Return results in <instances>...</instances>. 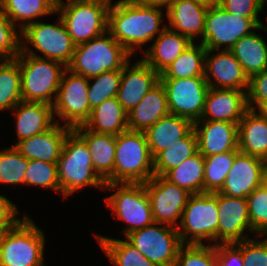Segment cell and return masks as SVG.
<instances>
[{"mask_svg": "<svg viewBox=\"0 0 267 266\" xmlns=\"http://www.w3.org/2000/svg\"><path fill=\"white\" fill-rule=\"evenodd\" d=\"M161 8L164 7L119 0L109 7L107 31L132 55L137 47L151 41L167 26L160 28Z\"/></svg>", "mask_w": 267, "mask_h": 266, "instance_id": "6da1fadb", "label": "cell"}, {"mask_svg": "<svg viewBox=\"0 0 267 266\" xmlns=\"http://www.w3.org/2000/svg\"><path fill=\"white\" fill-rule=\"evenodd\" d=\"M17 63L21 73L22 100L53 105L61 77L67 67L61 62L36 54L26 44H21Z\"/></svg>", "mask_w": 267, "mask_h": 266, "instance_id": "7a4b0ae2", "label": "cell"}, {"mask_svg": "<svg viewBox=\"0 0 267 266\" xmlns=\"http://www.w3.org/2000/svg\"><path fill=\"white\" fill-rule=\"evenodd\" d=\"M57 170L60 193L64 198L84 186L103 189L106 184L93 168L87 144L73 129L66 136Z\"/></svg>", "mask_w": 267, "mask_h": 266, "instance_id": "3957f363", "label": "cell"}, {"mask_svg": "<svg viewBox=\"0 0 267 266\" xmlns=\"http://www.w3.org/2000/svg\"><path fill=\"white\" fill-rule=\"evenodd\" d=\"M130 56L107 31L88 42L76 45L67 68L86 78H92L103 72L122 70Z\"/></svg>", "mask_w": 267, "mask_h": 266, "instance_id": "277c9868", "label": "cell"}, {"mask_svg": "<svg viewBox=\"0 0 267 266\" xmlns=\"http://www.w3.org/2000/svg\"><path fill=\"white\" fill-rule=\"evenodd\" d=\"M154 176V159L144 132L127 130L116 135L114 183L148 182Z\"/></svg>", "mask_w": 267, "mask_h": 266, "instance_id": "5b68a950", "label": "cell"}, {"mask_svg": "<svg viewBox=\"0 0 267 266\" xmlns=\"http://www.w3.org/2000/svg\"><path fill=\"white\" fill-rule=\"evenodd\" d=\"M218 223L217 192L191 194L179 222L181 228L177 226V231L182 244L202 245L203 239L218 244Z\"/></svg>", "mask_w": 267, "mask_h": 266, "instance_id": "8992f818", "label": "cell"}, {"mask_svg": "<svg viewBox=\"0 0 267 266\" xmlns=\"http://www.w3.org/2000/svg\"><path fill=\"white\" fill-rule=\"evenodd\" d=\"M109 7L98 1L57 0L56 12L73 43L79 45L107 32Z\"/></svg>", "mask_w": 267, "mask_h": 266, "instance_id": "52a82bcc", "label": "cell"}, {"mask_svg": "<svg viewBox=\"0 0 267 266\" xmlns=\"http://www.w3.org/2000/svg\"><path fill=\"white\" fill-rule=\"evenodd\" d=\"M45 237L28 215L0 247V266H44Z\"/></svg>", "mask_w": 267, "mask_h": 266, "instance_id": "ba28073f", "label": "cell"}, {"mask_svg": "<svg viewBox=\"0 0 267 266\" xmlns=\"http://www.w3.org/2000/svg\"><path fill=\"white\" fill-rule=\"evenodd\" d=\"M104 188L117 190L107 197L106 206L117 218L127 222L125 236L154 223L145 185L142 183H106Z\"/></svg>", "mask_w": 267, "mask_h": 266, "instance_id": "9c48e42d", "label": "cell"}, {"mask_svg": "<svg viewBox=\"0 0 267 266\" xmlns=\"http://www.w3.org/2000/svg\"><path fill=\"white\" fill-rule=\"evenodd\" d=\"M262 24L259 18L233 15L219 5L209 6L200 43L213 51L220 50L222 44L226 45L224 50H230L240 38L251 34L252 29L260 30Z\"/></svg>", "mask_w": 267, "mask_h": 266, "instance_id": "30bf717a", "label": "cell"}, {"mask_svg": "<svg viewBox=\"0 0 267 266\" xmlns=\"http://www.w3.org/2000/svg\"><path fill=\"white\" fill-rule=\"evenodd\" d=\"M89 82L83 75L64 69L52 108L53 114H57L64 120V125L72 129L84 125L90 118L92 109L88 99Z\"/></svg>", "mask_w": 267, "mask_h": 266, "instance_id": "8fae6325", "label": "cell"}, {"mask_svg": "<svg viewBox=\"0 0 267 266\" xmlns=\"http://www.w3.org/2000/svg\"><path fill=\"white\" fill-rule=\"evenodd\" d=\"M157 224L154 222L125 237L130 244L157 266H175L178 251L183 245L177 227Z\"/></svg>", "mask_w": 267, "mask_h": 266, "instance_id": "7c38bea8", "label": "cell"}, {"mask_svg": "<svg viewBox=\"0 0 267 266\" xmlns=\"http://www.w3.org/2000/svg\"><path fill=\"white\" fill-rule=\"evenodd\" d=\"M19 33L26 42L21 44H27L28 42L41 52L46 59L61 62L66 67L72 61L76 45L73 43L61 17L54 25L35 21L24 27Z\"/></svg>", "mask_w": 267, "mask_h": 266, "instance_id": "4fadbf2b", "label": "cell"}, {"mask_svg": "<svg viewBox=\"0 0 267 266\" xmlns=\"http://www.w3.org/2000/svg\"><path fill=\"white\" fill-rule=\"evenodd\" d=\"M167 94L169 113L193 123L201 119L210 86L205 77L160 79Z\"/></svg>", "mask_w": 267, "mask_h": 266, "instance_id": "5bb4252c", "label": "cell"}, {"mask_svg": "<svg viewBox=\"0 0 267 266\" xmlns=\"http://www.w3.org/2000/svg\"><path fill=\"white\" fill-rule=\"evenodd\" d=\"M154 222L175 227L178 218L181 221L183 210L190 193L170 183L163 176H153L144 183Z\"/></svg>", "mask_w": 267, "mask_h": 266, "instance_id": "9a60e30c", "label": "cell"}, {"mask_svg": "<svg viewBox=\"0 0 267 266\" xmlns=\"http://www.w3.org/2000/svg\"><path fill=\"white\" fill-rule=\"evenodd\" d=\"M265 181L266 166L263 159L239 152L218 192L230 197L247 198Z\"/></svg>", "mask_w": 267, "mask_h": 266, "instance_id": "2e32d148", "label": "cell"}, {"mask_svg": "<svg viewBox=\"0 0 267 266\" xmlns=\"http://www.w3.org/2000/svg\"><path fill=\"white\" fill-rule=\"evenodd\" d=\"M130 66L128 61L122 68L120 86L116 96L127 114L160 82V74L143 59L136 61L131 68Z\"/></svg>", "mask_w": 267, "mask_h": 266, "instance_id": "e0dca14e", "label": "cell"}, {"mask_svg": "<svg viewBox=\"0 0 267 266\" xmlns=\"http://www.w3.org/2000/svg\"><path fill=\"white\" fill-rule=\"evenodd\" d=\"M218 51L211 55L213 50L206 49L204 76L207 84L213 88L237 89L247 92L249 78L241 64L230 50L220 49ZM214 80L217 85L214 84Z\"/></svg>", "mask_w": 267, "mask_h": 266, "instance_id": "ac0fdd59", "label": "cell"}, {"mask_svg": "<svg viewBox=\"0 0 267 266\" xmlns=\"http://www.w3.org/2000/svg\"><path fill=\"white\" fill-rule=\"evenodd\" d=\"M217 207L219 243H236L249 239L244 235L246 229L253 233L248 215L247 198H235L217 192Z\"/></svg>", "mask_w": 267, "mask_h": 266, "instance_id": "d6986e66", "label": "cell"}, {"mask_svg": "<svg viewBox=\"0 0 267 266\" xmlns=\"http://www.w3.org/2000/svg\"><path fill=\"white\" fill-rule=\"evenodd\" d=\"M204 126L200 125L202 122ZM196 137L198 152L204 157L239 151L238 149V124L225 121L197 120L193 127Z\"/></svg>", "mask_w": 267, "mask_h": 266, "instance_id": "ffe728a7", "label": "cell"}, {"mask_svg": "<svg viewBox=\"0 0 267 266\" xmlns=\"http://www.w3.org/2000/svg\"><path fill=\"white\" fill-rule=\"evenodd\" d=\"M248 109L245 91L210 87L200 120L238 124Z\"/></svg>", "mask_w": 267, "mask_h": 266, "instance_id": "44dd1931", "label": "cell"}, {"mask_svg": "<svg viewBox=\"0 0 267 266\" xmlns=\"http://www.w3.org/2000/svg\"><path fill=\"white\" fill-rule=\"evenodd\" d=\"M71 127L60 125L57 121L43 133L26 138L13 145L28 160H41L57 163Z\"/></svg>", "mask_w": 267, "mask_h": 266, "instance_id": "7402d4cb", "label": "cell"}, {"mask_svg": "<svg viewBox=\"0 0 267 266\" xmlns=\"http://www.w3.org/2000/svg\"><path fill=\"white\" fill-rule=\"evenodd\" d=\"M73 130L87 144L96 173L106 183H114L116 136L93 132L84 125L76 126Z\"/></svg>", "mask_w": 267, "mask_h": 266, "instance_id": "603a6c76", "label": "cell"}, {"mask_svg": "<svg viewBox=\"0 0 267 266\" xmlns=\"http://www.w3.org/2000/svg\"><path fill=\"white\" fill-rule=\"evenodd\" d=\"M208 8L194 0H174L167 6V27L194 42V37L203 36Z\"/></svg>", "mask_w": 267, "mask_h": 266, "instance_id": "cb8c5ba5", "label": "cell"}, {"mask_svg": "<svg viewBox=\"0 0 267 266\" xmlns=\"http://www.w3.org/2000/svg\"><path fill=\"white\" fill-rule=\"evenodd\" d=\"M13 109V114L17 116L15 119L19 142L45 132L56 123L53 121L52 105L44 102L21 100Z\"/></svg>", "mask_w": 267, "mask_h": 266, "instance_id": "d4e9b609", "label": "cell"}, {"mask_svg": "<svg viewBox=\"0 0 267 266\" xmlns=\"http://www.w3.org/2000/svg\"><path fill=\"white\" fill-rule=\"evenodd\" d=\"M169 114L167 94L159 82L141 102L128 113V130L145 132L159 119Z\"/></svg>", "mask_w": 267, "mask_h": 266, "instance_id": "484cf974", "label": "cell"}, {"mask_svg": "<svg viewBox=\"0 0 267 266\" xmlns=\"http://www.w3.org/2000/svg\"><path fill=\"white\" fill-rule=\"evenodd\" d=\"M155 39L152 46L144 52L143 60L159 74L192 43L189 38L167 26Z\"/></svg>", "mask_w": 267, "mask_h": 266, "instance_id": "4316f807", "label": "cell"}, {"mask_svg": "<svg viewBox=\"0 0 267 266\" xmlns=\"http://www.w3.org/2000/svg\"><path fill=\"white\" fill-rule=\"evenodd\" d=\"M193 127L191 120L170 113L159 119L144 132L153 159L161 151L184 138Z\"/></svg>", "mask_w": 267, "mask_h": 266, "instance_id": "83f0119b", "label": "cell"}, {"mask_svg": "<svg viewBox=\"0 0 267 266\" xmlns=\"http://www.w3.org/2000/svg\"><path fill=\"white\" fill-rule=\"evenodd\" d=\"M238 149L263 160L267 156V119L257 110L248 109L238 123Z\"/></svg>", "mask_w": 267, "mask_h": 266, "instance_id": "f1b7e54d", "label": "cell"}, {"mask_svg": "<svg viewBox=\"0 0 267 266\" xmlns=\"http://www.w3.org/2000/svg\"><path fill=\"white\" fill-rule=\"evenodd\" d=\"M84 126L96 133L116 136L128 130V114L117 97L108 98L92 109Z\"/></svg>", "mask_w": 267, "mask_h": 266, "instance_id": "f546056e", "label": "cell"}, {"mask_svg": "<svg viewBox=\"0 0 267 266\" xmlns=\"http://www.w3.org/2000/svg\"><path fill=\"white\" fill-rule=\"evenodd\" d=\"M264 40L253 31L230 49L248 78L267 69V44Z\"/></svg>", "mask_w": 267, "mask_h": 266, "instance_id": "4dcf8cb0", "label": "cell"}, {"mask_svg": "<svg viewBox=\"0 0 267 266\" xmlns=\"http://www.w3.org/2000/svg\"><path fill=\"white\" fill-rule=\"evenodd\" d=\"M56 6L57 0H0L1 9L13 24L20 22V32L37 17L56 13Z\"/></svg>", "mask_w": 267, "mask_h": 266, "instance_id": "1f68e13d", "label": "cell"}, {"mask_svg": "<svg viewBox=\"0 0 267 266\" xmlns=\"http://www.w3.org/2000/svg\"><path fill=\"white\" fill-rule=\"evenodd\" d=\"M206 48L192 42L176 60L160 73V79L205 77Z\"/></svg>", "mask_w": 267, "mask_h": 266, "instance_id": "d6a6232c", "label": "cell"}, {"mask_svg": "<svg viewBox=\"0 0 267 266\" xmlns=\"http://www.w3.org/2000/svg\"><path fill=\"white\" fill-rule=\"evenodd\" d=\"M163 177L190 194L204 193V156L197 152Z\"/></svg>", "mask_w": 267, "mask_h": 266, "instance_id": "836d02e7", "label": "cell"}, {"mask_svg": "<svg viewBox=\"0 0 267 266\" xmlns=\"http://www.w3.org/2000/svg\"><path fill=\"white\" fill-rule=\"evenodd\" d=\"M197 152V137L194 129H192L184 138L176 141L154 158V175L164 176Z\"/></svg>", "mask_w": 267, "mask_h": 266, "instance_id": "e575fe53", "label": "cell"}, {"mask_svg": "<svg viewBox=\"0 0 267 266\" xmlns=\"http://www.w3.org/2000/svg\"><path fill=\"white\" fill-rule=\"evenodd\" d=\"M96 238L114 266H157L127 240L96 235Z\"/></svg>", "mask_w": 267, "mask_h": 266, "instance_id": "d590c367", "label": "cell"}, {"mask_svg": "<svg viewBox=\"0 0 267 266\" xmlns=\"http://www.w3.org/2000/svg\"><path fill=\"white\" fill-rule=\"evenodd\" d=\"M22 100L17 57L0 61V111L13 109Z\"/></svg>", "mask_w": 267, "mask_h": 266, "instance_id": "8d00e7d4", "label": "cell"}, {"mask_svg": "<svg viewBox=\"0 0 267 266\" xmlns=\"http://www.w3.org/2000/svg\"><path fill=\"white\" fill-rule=\"evenodd\" d=\"M240 151H228L204 157V192H218Z\"/></svg>", "mask_w": 267, "mask_h": 266, "instance_id": "74e56055", "label": "cell"}, {"mask_svg": "<svg viewBox=\"0 0 267 266\" xmlns=\"http://www.w3.org/2000/svg\"><path fill=\"white\" fill-rule=\"evenodd\" d=\"M29 160L14 146L0 151V183L25 184Z\"/></svg>", "mask_w": 267, "mask_h": 266, "instance_id": "f35d334b", "label": "cell"}, {"mask_svg": "<svg viewBox=\"0 0 267 266\" xmlns=\"http://www.w3.org/2000/svg\"><path fill=\"white\" fill-rule=\"evenodd\" d=\"M121 73L122 70L107 71L88 78V80H95L93 84H88V99L91 109L102 104L106 99L117 96Z\"/></svg>", "mask_w": 267, "mask_h": 266, "instance_id": "ab89813d", "label": "cell"}, {"mask_svg": "<svg viewBox=\"0 0 267 266\" xmlns=\"http://www.w3.org/2000/svg\"><path fill=\"white\" fill-rule=\"evenodd\" d=\"M247 202L251 231L257 236L267 235V181L247 197Z\"/></svg>", "mask_w": 267, "mask_h": 266, "instance_id": "60d3db41", "label": "cell"}, {"mask_svg": "<svg viewBox=\"0 0 267 266\" xmlns=\"http://www.w3.org/2000/svg\"><path fill=\"white\" fill-rule=\"evenodd\" d=\"M25 184L41 186L44 189L51 188L60 193L57 163L29 160V166L26 170Z\"/></svg>", "mask_w": 267, "mask_h": 266, "instance_id": "b9f144b4", "label": "cell"}, {"mask_svg": "<svg viewBox=\"0 0 267 266\" xmlns=\"http://www.w3.org/2000/svg\"><path fill=\"white\" fill-rule=\"evenodd\" d=\"M175 266H217L215 244H183L178 251Z\"/></svg>", "mask_w": 267, "mask_h": 266, "instance_id": "7bdbcfd3", "label": "cell"}, {"mask_svg": "<svg viewBox=\"0 0 267 266\" xmlns=\"http://www.w3.org/2000/svg\"><path fill=\"white\" fill-rule=\"evenodd\" d=\"M23 38L0 7V60L15 59L21 53Z\"/></svg>", "mask_w": 267, "mask_h": 266, "instance_id": "ee69618b", "label": "cell"}, {"mask_svg": "<svg viewBox=\"0 0 267 266\" xmlns=\"http://www.w3.org/2000/svg\"><path fill=\"white\" fill-rule=\"evenodd\" d=\"M242 260L244 266H267V238L243 240Z\"/></svg>", "mask_w": 267, "mask_h": 266, "instance_id": "f6af8a7d", "label": "cell"}, {"mask_svg": "<svg viewBox=\"0 0 267 266\" xmlns=\"http://www.w3.org/2000/svg\"><path fill=\"white\" fill-rule=\"evenodd\" d=\"M266 0H220L219 6L226 12L245 18H258Z\"/></svg>", "mask_w": 267, "mask_h": 266, "instance_id": "bcb514c9", "label": "cell"}, {"mask_svg": "<svg viewBox=\"0 0 267 266\" xmlns=\"http://www.w3.org/2000/svg\"><path fill=\"white\" fill-rule=\"evenodd\" d=\"M246 95L248 108L252 110L267 101V69L249 78Z\"/></svg>", "mask_w": 267, "mask_h": 266, "instance_id": "7dc6e473", "label": "cell"}, {"mask_svg": "<svg viewBox=\"0 0 267 266\" xmlns=\"http://www.w3.org/2000/svg\"><path fill=\"white\" fill-rule=\"evenodd\" d=\"M216 247L217 266H244L242 260V241L236 243H218Z\"/></svg>", "mask_w": 267, "mask_h": 266, "instance_id": "c3c4849f", "label": "cell"}, {"mask_svg": "<svg viewBox=\"0 0 267 266\" xmlns=\"http://www.w3.org/2000/svg\"><path fill=\"white\" fill-rule=\"evenodd\" d=\"M18 210H16L7 220L0 222V247L6 241L10 232L14 229V227L22 220L16 218L18 214Z\"/></svg>", "mask_w": 267, "mask_h": 266, "instance_id": "681fc988", "label": "cell"}, {"mask_svg": "<svg viewBox=\"0 0 267 266\" xmlns=\"http://www.w3.org/2000/svg\"><path fill=\"white\" fill-rule=\"evenodd\" d=\"M16 210L15 204L5 196L0 195V222L7 220Z\"/></svg>", "mask_w": 267, "mask_h": 266, "instance_id": "f907efd6", "label": "cell"}, {"mask_svg": "<svg viewBox=\"0 0 267 266\" xmlns=\"http://www.w3.org/2000/svg\"><path fill=\"white\" fill-rule=\"evenodd\" d=\"M130 1L140 5H154V6L167 7L174 0H130Z\"/></svg>", "mask_w": 267, "mask_h": 266, "instance_id": "816d5d0a", "label": "cell"}, {"mask_svg": "<svg viewBox=\"0 0 267 266\" xmlns=\"http://www.w3.org/2000/svg\"><path fill=\"white\" fill-rule=\"evenodd\" d=\"M194 1H197L209 7V6L218 5L220 0H194Z\"/></svg>", "mask_w": 267, "mask_h": 266, "instance_id": "f5cc1de1", "label": "cell"}, {"mask_svg": "<svg viewBox=\"0 0 267 266\" xmlns=\"http://www.w3.org/2000/svg\"><path fill=\"white\" fill-rule=\"evenodd\" d=\"M259 113L267 119V101L264 102L259 108Z\"/></svg>", "mask_w": 267, "mask_h": 266, "instance_id": "db71d44e", "label": "cell"}, {"mask_svg": "<svg viewBox=\"0 0 267 266\" xmlns=\"http://www.w3.org/2000/svg\"><path fill=\"white\" fill-rule=\"evenodd\" d=\"M81 1H98V2H103L109 6L112 5V3H111L112 0H81Z\"/></svg>", "mask_w": 267, "mask_h": 266, "instance_id": "11a10c76", "label": "cell"}, {"mask_svg": "<svg viewBox=\"0 0 267 266\" xmlns=\"http://www.w3.org/2000/svg\"><path fill=\"white\" fill-rule=\"evenodd\" d=\"M260 29H261V30H265V31H267V26H265L264 24H262V25L260 26Z\"/></svg>", "mask_w": 267, "mask_h": 266, "instance_id": "9f6ffc18", "label": "cell"}, {"mask_svg": "<svg viewBox=\"0 0 267 266\" xmlns=\"http://www.w3.org/2000/svg\"><path fill=\"white\" fill-rule=\"evenodd\" d=\"M263 161L265 163V166H267V156L265 157V159Z\"/></svg>", "mask_w": 267, "mask_h": 266, "instance_id": "6f0895ef", "label": "cell"}]
</instances>
